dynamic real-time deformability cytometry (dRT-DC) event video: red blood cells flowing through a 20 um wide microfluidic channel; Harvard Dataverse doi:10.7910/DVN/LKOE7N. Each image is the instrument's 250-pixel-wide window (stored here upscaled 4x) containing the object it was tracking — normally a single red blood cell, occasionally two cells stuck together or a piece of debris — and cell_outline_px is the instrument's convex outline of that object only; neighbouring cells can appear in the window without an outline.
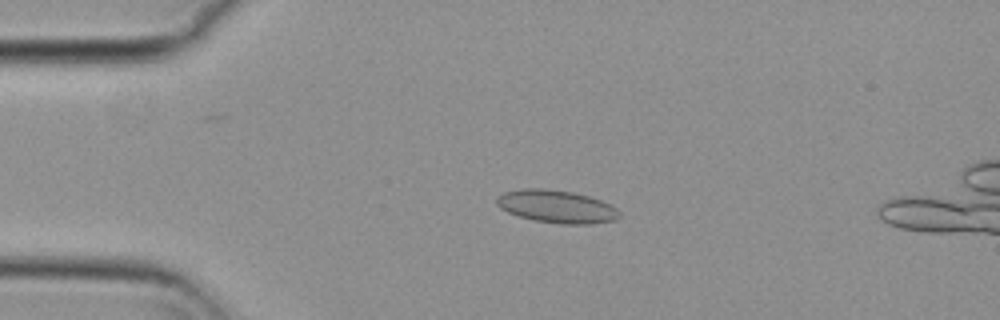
{"species": "common noctule bat (a hibernating species)", "species_latin": "Nyctalus noctula", "temperature_condition": "cold", "stored_images_in_passage": 51, "camera_frame_rate_fps": 3000, "um_per_image_px": 0.085, "animal": {"sex": "female", "body_mass_g": 29.2, "forearm_length_mm": 56.3}, "frame": {"image": 1, "passage_image": 10, "time_ms": 3.0, "image_size_px": [1000, 320], "cell_outline_px": [[620, 216], [616, 220], [592, 224], [560, 224], [536, 220], [520, 216], [508, 212], [500, 208], [496, 204], [496, 196], [504, 192], [520, 188], [544, 188], [572, 192], [588, 196], [612, 204], [620, 212]], "centroid_in_image_um": [47.32, 17.55], "position_along_channel_um": 37.7, "area_um2": 23.58}}
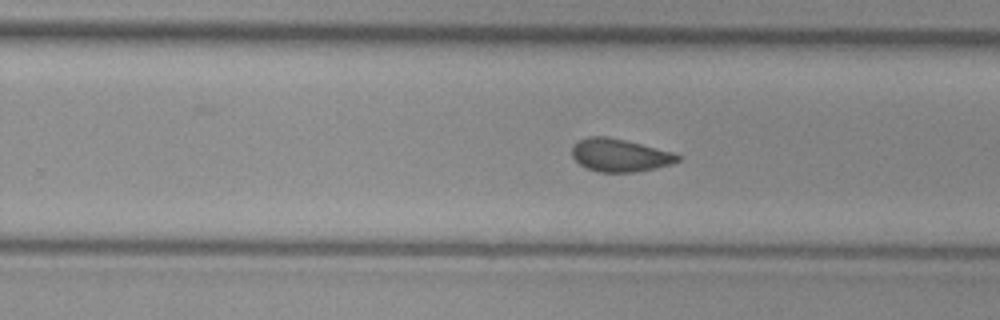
{"frame": {"image": 2, "passage_image": 32, "time_ms": 10.333, "image_size_px": [1000, 320], "cell_outline_px": [[680, 160], [672, 164], [656, 168], [632, 172], [600, 172], [588, 168], [580, 164], [572, 156], [572, 144], [588, 136], [608, 136], [672, 152], [680, 156]], "centroid_in_image_um": [52.66, 13.19], "position_along_channel_um": 277.1, "area_um2": 20.06}}
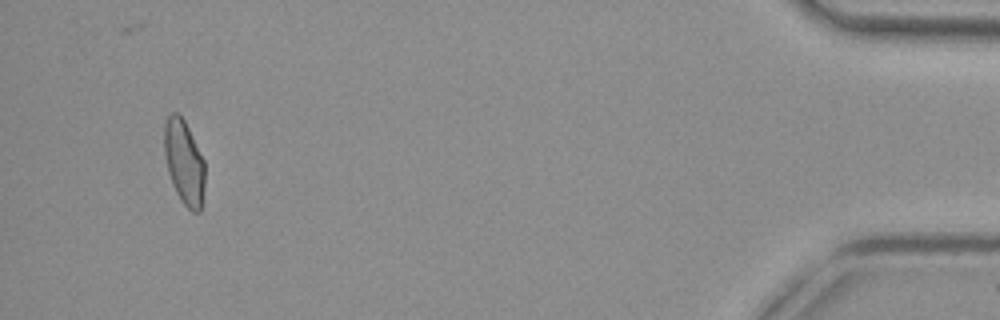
{"frame": {"image": 3, "passage_image": 50, "time_ms": 16.333, "image_size_px": [1000, 320], "cell_outline_px": [[204, 188], [200, 212], [192, 212], [180, 200], [172, 184], [168, 172], [164, 156], [164, 124], [168, 116], [172, 112], [176, 112], [184, 120], [204, 160]], "centroid_in_image_um": [15.63, 13.8], "position_along_channel_um": 419.6, "area_um2": 19.94}}